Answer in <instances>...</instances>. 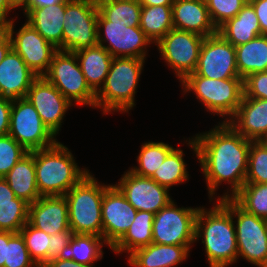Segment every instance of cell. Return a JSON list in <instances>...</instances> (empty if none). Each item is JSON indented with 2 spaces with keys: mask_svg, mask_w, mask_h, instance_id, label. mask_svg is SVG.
I'll list each match as a JSON object with an SVG mask.
<instances>
[{
  "mask_svg": "<svg viewBox=\"0 0 267 267\" xmlns=\"http://www.w3.org/2000/svg\"><path fill=\"white\" fill-rule=\"evenodd\" d=\"M209 210L199 207L195 221V241L202 239L209 267H230L238 259L235 221L219 201Z\"/></svg>",
  "mask_w": 267,
  "mask_h": 267,
  "instance_id": "7a4b0ae2",
  "label": "cell"
},
{
  "mask_svg": "<svg viewBox=\"0 0 267 267\" xmlns=\"http://www.w3.org/2000/svg\"><path fill=\"white\" fill-rule=\"evenodd\" d=\"M26 98L38 112L43 124L56 137L61 130L66 111L73 104L44 76L33 81Z\"/></svg>",
  "mask_w": 267,
  "mask_h": 267,
  "instance_id": "ac0fdd59",
  "label": "cell"
},
{
  "mask_svg": "<svg viewBox=\"0 0 267 267\" xmlns=\"http://www.w3.org/2000/svg\"><path fill=\"white\" fill-rule=\"evenodd\" d=\"M212 23L218 29L235 17L248 0H205Z\"/></svg>",
  "mask_w": 267,
  "mask_h": 267,
  "instance_id": "f35d334b",
  "label": "cell"
},
{
  "mask_svg": "<svg viewBox=\"0 0 267 267\" xmlns=\"http://www.w3.org/2000/svg\"><path fill=\"white\" fill-rule=\"evenodd\" d=\"M261 141L267 146V136H265Z\"/></svg>",
  "mask_w": 267,
  "mask_h": 267,
  "instance_id": "9f6ffc18",
  "label": "cell"
},
{
  "mask_svg": "<svg viewBox=\"0 0 267 267\" xmlns=\"http://www.w3.org/2000/svg\"><path fill=\"white\" fill-rule=\"evenodd\" d=\"M183 158V150L174 148L151 178L169 190L173 185L184 183L188 180L189 174Z\"/></svg>",
  "mask_w": 267,
  "mask_h": 267,
  "instance_id": "d6a6232c",
  "label": "cell"
},
{
  "mask_svg": "<svg viewBox=\"0 0 267 267\" xmlns=\"http://www.w3.org/2000/svg\"><path fill=\"white\" fill-rule=\"evenodd\" d=\"M19 233L22 235L28 252L34 262L39 267H43L48 263L50 235L33 227L29 222L23 226Z\"/></svg>",
  "mask_w": 267,
  "mask_h": 267,
  "instance_id": "8d00e7d4",
  "label": "cell"
},
{
  "mask_svg": "<svg viewBox=\"0 0 267 267\" xmlns=\"http://www.w3.org/2000/svg\"><path fill=\"white\" fill-rule=\"evenodd\" d=\"M174 29L207 37L217 33L205 0H174L172 5Z\"/></svg>",
  "mask_w": 267,
  "mask_h": 267,
  "instance_id": "7402d4cb",
  "label": "cell"
},
{
  "mask_svg": "<svg viewBox=\"0 0 267 267\" xmlns=\"http://www.w3.org/2000/svg\"><path fill=\"white\" fill-rule=\"evenodd\" d=\"M256 12L261 35H267V0H248Z\"/></svg>",
  "mask_w": 267,
  "mask_h": 267,
  "instance_id": "f6af8a7d",
  "label": "cell"
},
{
  "mask_svg": "<svg viewBox=\"0 0 267 267\" xmlns=\"http://www.w3.org/2000/svg\"><path fill=\"white\" fill-rule=\"evenodd\" d=\"M37 188L41 196L65 195L88 173L80 169L71 151L60 142L35 150Z\"/></svg>",
  "mask_w": 267,
  "mask_h": 267,
  "instance_id": "3957f363",
  "label": "cell"
},
{
  "mask_svg": "<svg viewBox=\"0 0 267 267\" xmlns=\"http://www.w3.org/2000/svg\"><path fill=\"white\" fill-rule=\"evenodd\" d=\"M227 122L244 138L261 141L267 136V100L243 96L238 110Z\"/></svg>",
  "mask_w": 267,
  "mask_h": 267,
  "instance_id": "44dd1931",
  "label": "cell"
},
{
  "mask_svg": "<svg viewBox=\"0 0 267 267\" xmlns=\"http://www.w3.org/2000/svg\"><path fill=\"white\" fill-rule=\"evenodd\" d=\"M73 232L71 229L64 230L54 235H50V245L48 249V262L55 258L66 257L70 239Z\"/></svg>",
  "mask_w": 267,
  "mask_h": 267,
  "instance_id": "7bdbcfd3",
  "label": "cell"
},
{
  "mask_svg": "<svg viewBox=\"0 0 267 267\" xmlns=\"http://www.w3.org/2000/svg\"><path fill=\"white\" fill-rule=\"evenodd\" d=\"M11 49H12V42L9 35L6 33L0 39V63L3 61V59Z\"/></svg>",
  "mask_w": 267,
  "mask_h": 267,
  "instance_id": "f907efd6",
  "label": "cell"
},
{
  "mask_svg": "<svg viewBox=\"0 0 267 267\" xmlns=\"http://www.w3.org/2000/svg\"><path fill=\"white\" fill-rule=\"evenodd\" d=\"M28 222L49 235L70 229L64 195L41 196L29 204Z\"/></svg>",
  "mask_w": 267,
  "mask_h": 267,
  "instance_id": "d6986e66",
  "label": "cell"
},
{
  "mask_svg": "<svg viewBox=\"0 0 267 267\" xmlns=\"http://www.w3.org/2000/svg\"><path fill=\"white\" fill-rule=\"evenodd\" d=\"M137 210L116 185H105L102 200V237L110 249L125 235Z\"/></svg>",
  "mask_w": 267,
  "mask_h": 267,
  "instance_id": "2e32d148",
  "label": "cell"
},
{
  "mask_svg": "<svg viewBox=\"0 0 267 267\" xmlns=\"http://www.w3.org/2000/svg\"><path fill=\"white\" fill-rule=\"evenodd\" d=\"M65 6L66 2H62L32 9L26 15V22L59 51H62Z\"/></svg>",
  "mask_w": 267,
  "mask_h": 267,
  "instance_id": "cb8c5ba5",
  "label": "cell"
},
{
  "mask_svg": "<svg viewBox=\"0 0 267 267\" xmlns=\"http://www.w3.org/2000/svg\"><path fill=\"white\" fill-rule=\"evenodd\" d=\"M119 181L115 185L137 211L156 214L172 201L169 189L151 177L139 176L128 170Z\"/></svg>",
  "mask_w": 267,
  "mask_h": 267,
  "instance_id": "e0dca14e",
  "label": "cell"
},
{
  "mask_svg": "<svg viewBox=\"0 0 267 267\" xmlns=\"http://www.w3.org/2000/svg\"><path fill=\"white\" fill-rule=\"evenodd\" d=\"M12 102V99L0 95V135L9 133Z\"/></svg>",
  "mask_w": 267,
  "mask_h": 267,
  "instance_id": "ee69618b",
  "label": "cell"
},
{
  "mask_svg": "<svg viewBox=\"0 0 267 267\" xmlns=\"http://www.w3.org/2000/svg\"><path fill=\"white\" fill-rule=\"evenodd\" d=\"M14 234L15 233L8 231H0V267H4V261L6 259V253H7V243L8 240Z\"/></svg>",
  "mask_w": 267,
  "mask_h": 267,
  "instance_id": "c3c4849f",
  "label": "cell"
},
{
  "mask_svg": "<svg viewBox=\"0 0 267 267\" xmlns=\"http://www.w3.org/2000/svg\"><path fill=\"white\" fill-rule=\"evenodd\" d=\"M236 64L243 80L250 74L267 71V35H259L236 46Z\"/></svg>",
  "mask_w": 267,
  "mask_h": 267,
  "instance_id": "83f0119b",
  "label": "cell"
},
{
  "mask_svg": "<svg viewBox=\"0 0 267 267\" xmlns=\"http://www.w3.org/2000/svg\"><path fill=\"white\" fill-rule=\"evenodd\" d=\"M154 214L147 211H137L134 221L125 235L111 248L119 254L134 250L152 243V226Z\"/></svg>",
  "mask_w": 267,
  "mask_h": 267,
  "instance_id": "f1b7e54d",
  "label": "cell"
},
{
  "mask_svg": "<svg viewBox=\"0 0 267 267\" xmlns=\"http://www.w3.org/2000/svg\"><path fill=\"white\" fill-rule=\"evenodd\" d=\"M244 97L267 100V71L248 75L243 80Z\"/></svg>",
  "mask_w": 267,
  "mask_h": 267,
  "instance_id": "b9f144b4",
  "label": "cell"
},
{
  "mask_svg": "<svg viewBox=\"0 0 267 267\" xmlns=\"http://www.w3.org/2000/svg\"><path fill=\"white\" fill-rule=\"evenodd\" d=\"M97 41L113 58L134 57L144 60H146L147 46L152 44L140 27H130L126 26L125 23L106 21L99 13ZM106 42L109 44L105 45Z\"/></svg>",
  "mask_w": 267,
  "mask_h": 267,
  "instance_id": "4fadbf2b",
  "label": "cell"
},
{
  "mask_svg": "<svg viewBox=\"0 0 267 267\" xmlns=\"http://www.w3.org/2000/svg\"><path fill=\"white\" fill-rule=\"evenodd\" d=\"M173 149V146L164 142H145L137 156L139 166L129 170L139 176L151 177Z\"/></svg>",
  "mask_w": 267,
  "mask_h": 267,
  "instance_id": "836d02e7",
  "label": "cell"
},
{
  "mask_svg": "<svg viewBox=\"0 0 267 267\" xmlns=\"http://www.w3.org/2000/svg\"><path fill=\"white\" fill-rule=\"evenodd\" d=\"M29 203L21 198L0 203V231L19 233L28 222Z\"/></svg>",
  "mask_w": 267,
  "mask_h": 267,
  "instance_id": "d590c367",
  "label": "cell"
},
{
  "mask_svg": "<svg viewBox=\"0 0 267 267\" xmlns=\"http://www.w3.org/2000/svg\"><path fill=\"white\" fill-rule=\"evenodd\" d=\"M44 77L71 103L95 108L96 93L87 84L74 52L57 51Z\"/></svg>",
  "mask_w": 267,
  "mask_h": 267,
  "instance_id": "ba28073f",
  "label": "cell"
},
{
  "mask_svg": "<svg viewBox=\"0 0 267 267\" xmlns=\"http://www.w3.org/2000/svg\"><path fill=\"white\" fill-rule=\"evenodd\" d=\"M183 92L193 91L211 114H219L227 122L238 110L244 95L243 79H210L188 75L182 82Z\"/></svg>",
  "mask_w": 267,
  "mask_h": 267,
  "instance_id": "8992f818",
  "label": "cell"
},
{
  "mask_svg": "<svg viewBox=\"0 0 267 267\" xmlns=\"http://www.w3.org/2000/svg\"><path fill=\"white\" fill-rule=\"evenodd\" d=\"M172 200L154 214L152 243L188 246L195 242V221L199 207H177Z\"/></svg>",
  "mask_w": 267,
  "mask_h": 267,
  "instance_id": "30bf717a",
  "label": "cell"
},
{
  "mask_svg": "<svg viewBox=\"0 0 267 267\" xmlns=\"http://www.w3.org/2000/svg\"><path fill=\"white\" fill-rule=\"evenodd\" d=\"M10 5L16 9L18 7H24L26 5L27 0H8Z\"/></svg>",
  "mask_w": 267,
  "mask_h": 267,
  "instance_id": "db71d44e",
  "label": "cell"
},
{
  "mask_svg": "<svg viewBox=\"0 0 267 267\" xmlns=\"http://www.w3.org/2000/svg\"><path fill=\"white\" fill-rule=\"evenodd\" d=\"M236 216V240L239 256L257 267H267V220L242 209L232 198L219 200Z\"/></svg>",
  "mask_w": 267,
  "mask_h": 267,
  "instance_id": "52a82bcc",
  "label": "cell"
},
{
  "mask_svg": "<svg viewBox=\"0 0 267 267\" xmlns=\"http://www.w3.org/2000/svg\"><path fill=\"white\" fill-rule=\"evenodd\" d=\"M43 267H95L93 265L76 263L67 257L55 258L46 263Z\"/></svg>",
  "mask_w": 267,
  "mask_h": 267,
  "instance_id": "bcb514c9",
  "label": "cell"
},
{
  "mask_svg": "<svg viewBox=\"0 0 267 267\" xmlns=\"http://www.w3.org/2000/svg\"><path fill=\"white\" fill-rule=\"evenodd\" d=\"M66 1L67 0H27L22 10H24L23 13L27 15L32 9L55 5Z\"/></svg>",
  "mask_w": 267,
  "mask_h": 267,
  "instance_id": "7dc6e473",
  "label": "cell"
},
{
  "mask_svg": "<svg viewBox=\"0 0 267 267\" xmlns=\"http://www.w3.org/2000/svg\"><path fill=\"white\" fill-rule=\"evenodd\" d=\"M142 6H172L174 0H139Z\"/></svg>",
  "mask_w": 267,
  "mask_h": 267,
  "instance_id": "f5cc1de1",
  "label": "cell"
},
{
  "mask_svg": "<svg viewBox=\"0 0 267 267\" xmlns=\"http://www.w3.org/2000/svg\"><path fill=\"white\" fill-rule=\"evenodd\" d=\"M7 33V21L0 19V39Z\"/></svg>",
  "mask_w": 267,
  "mask_h": 267,
  "instance_id": "11a10c76",
  "label": "cell"
},
{
  "mask_svg": "<svg viewBox=\"0 0 267 267\" xmlns=\"http://www.w3.org/2000/svg\"><path fill=\"white\" fill-rule=\"evenodd\" d=\"M232 199L245 211L267 220V183H244Z\"/></svg>",
  "mask_w": 267,
  "mask_h": 267,
  "instance_id": "e575fe53",
  "label": "cell"
},
{
  "mask_svg": "<svg viewBox=\"0 0 267 267\" xmlns=\"http://www.w3.org/2000/svg\"><path fill=\"white\" fill-rule=\"evenodd\" d=\"M145 60L134 57H114L106 80L96 93L95 108L103 114L125 113L135 106V94Z\"/></svg>",
  "mask_w": 267,
  "mask_h": 267,
  "instance_id": "277c9868",
  "label": "cell"
},
{
  "mask_svg": "<svg viewBox=\"0 0 267 267\" xmlns=\"http://www.w3.org/2000/svg\"><path fill=\"white\" fill-rule=\"evenodd\" d=\"M192 139L186 142L199 160L210 201L214 200L212 197L222 182L230 184L231 193L226 191L217 200L232 198L245 183L252 140L244 138L228 122L223 121Z\"/></svg>",
  "mask_w": 267,
  "mask_h": 267,
  "instance_id": "6da1fadb",
  "label": "cell"
},
{
  "mask_svg": "<svg viewBox=\"0 0 267 267\" xmlns=\"http://www.w3.org/2000/svg\"><path fill=\"white\" fill-rule=\"evenodd\" d=\"M14 10V8L10 5L8 0H0V19L4 21H8L6 18L7 15L11 10Z\"/></svg>",
  "mask_w": 267,
  "mask_h": 267,
  "instance_id": "816d5d0a",
  "label": "cell"
},
{
  "mask_svg": "<svg viewBox=\"0 0 267 267\" xmlns=\"http://www.w3.org/2000/svg\"><path fill=\"white\" fill-rule=\"evenodd\" d=\"M28 153L9 134L0 135V177L3 178Z\"/></svg>",
  "mask_w": 267,
  "mask_h": 267,
  "instance_id": "ab89813d",
  "label": "cell"
},
{
  "mask_svg": "<svg viewBox=\"0 0 267 267\" xmlns=\"http://www.w3.org/2000/svg\"><path fill=\"white\" fill-rule=\"evenodd\" d=\"M15 198L16 195L9 187V184L6 182L4 178L0 177V203L11 202V200Z\"/></svg>",
  "mask_w": 267,
  "mask_h": 267,
  "instance_id": "681fc988",
  "label": "cell"
},
{
  "mask_svg": "<svg viewBox=\"0 0 267 267\" xmlns=\"http://www.w3.org/2000/svg\"><path fill=\"white\" fill-rule=\"evenodd\" d=\"M210 79L241 78L237 71L235 46L218 32L204 38L194 73Z\"/></svg>",
  "mask_w": 267,
  "mask_h": 267,
  "instance_id": "9a60e30c",
  "label": "cell"
},
{
  "mask_svg": "<svg viewBox=\"0 0 267 267\" xmlns=\"http://www.w3.org/2000/svg\"><path fill=\"white\" fill-rule=\"evenodd\" d=\"M4 267H39L31 258L20 233H15L8 240Z\"/></svg>",
  "mask_w": 267,
  "mask_h": 267,
  "instance_id": "60d3db41",
  "label": "cell"
},
{
  "mask_svg": "<svg viewBox=\"0 0 267 267\" xmlns=\"http://www.w3.org/2000/svg\"><path fill=\"white\" fill-rule=\"evenodd\" d=\"M217 32L235 47L261 35L259 20L252 5L247 2L238 14L221 25Z\"/></svg>",
  "mask_w": 267,
  "mask_h": 267,
  "instance_id": "4316f807",
  "label": "cell"
},
{
  "mask_svg": "<svg viewBox=\"0 0 267 267\" xmlns=\"http://www.w3.org/2000/svg\"><path fill=\"white\" fill-rule=\"evenodd\" d=\"M190 248L179 245L151 243L128 254V263L132 267H174L185 261Z\"/></svg>",
  "mask_w": 267,
  "mask_h": 267,
  "instance_id": "603a6c76",
  "label": "cell"
},
{
  "mask_svg": "<svg viewBox=\"0 0 267 267\" xmlns=\"http://www.w3.org/2000/svg\"><path fill=\"white\" fill-rule=\"evenodd\" d=\"M103 245H108L103 237L73 234L69 242L66 257L76 263L93 265L95 261L103 257Z\"/></svg>",
  "mask_w": 267,
  "mask_h": 267,
  "instance_id": "1f68e13d",
  "label": "cell"
},
{
  "mask_svg": "<svg viewBox=\"0 0 267 267\" xmlns=\"http://www.w3.org/2000/svg\"><path fill=\"white\" fill-rule=\"evenodd\" d=\"M245 183H267V146L262 141H251Z\"/></svg>",
  "mask_w": 267,
  "mask_h": 267,
  "instance_id": "74e56055",
  "label": "cell"
},
{
  "mask_svg": "<svg viewBox=\"0 0 267 267\" xmlns=\"http://www.w3.org/2000/svg\"><path fill=\"white\" fill-rule=\"evenodd\" d=\"M74 53L87 84L97 93L106 80L113 57L99 44L79 49Z\"/></svg>",
  "mask_w": 267,
  "mask_h": 267,
  "instance_id": "484cf974",
  "label": "cell"
},
{
  "mask_svg": "<svg viewBox=\"0 0 267 267\" xmlns=\"http://www.w3.org/2000/svg\"><path fill=\"white\" fill-rule=\"evenodd\" d=\"M139 27L152 44H156L174 28L172 6H142Z\"/></svg>",
  "mask_w": 267,
  "mask_h": 267,
  "instance_id": "f546056e",
  "label": "cell"
},
{
  "mask_svg": "<svg viewBox=\"0 0 267 267\" xmlns=\"http://www.w3.org/2000/svg\"><path fill=\"white\" fill-rule=\"evenodd\" d=\"M38 76L11 49L0 63V95L10 99L26 98Z\"/></svg>",
  "mask_w": 267,
  "mask_h": 267,
  "instance_id": "ffe728a7",
  "label": "cell"
},
{
  "mask_svg": "<svg viewBox=\"0 0 267 267\" xmlns=\"http://www.w3.org/2000/svg\"><path fill=\"white\" fill-rule=\"evenodd\" d=\"M14 22V19H8L7 21V34L11 39L12 49L21 56L25 64L38 77L44 76L48 72L53 55L58 49L28 22H25L18 32L17 30L14 32Z\"/></svg>",
  "mask_w": 267,
  "mask_h": 267,
  "instance_id": "5bb4252c",
  "label": "cell"
},
{
  "mask_svg": "<svg viewBox=\"0 0 267 267\" xmlns=\"http://www.w3.org/2000/svg\"><path fill=\"white\" fill-rule=\"evenodd\" d=\"M8 134L28 152L51 147L58 141L27 98L13 99Z\"/></svg>",
  "mask_w": 267,
  "mask_h": 267,
  "instance_id": "8fae6325",
  "label": "cell"
},
{
  "mask_svg": "<svg viewBox=\"0 0 267 267\" xmlns=\"http://www.w3.org/2000/svg\"><path fill=\"white\" fill-rule=\"evenodd\" d=\"M98 13L109 22L139 27L141 7L139 0H96Z\"/></svg>",
  "mask_w": 267,
  "mask_h": 267,
  "instance_id": "4dcf8cb0",
  "label": "cell"
},
{
  "mask_svg": "<svg viewBox=\"0 0 267 267\" xmlns=\"http://www.w3.org/2000/svg\"><path fill=\"white\" fill-rule=\"evenodd\" d=\"M204 38L173 28L156 43L161 57L174 70L180 83L195 72Z\"/></svg>",
  "mask_w": 267,
  "mask_h": 267,
  "instance_id": "7c38bea8",
  "label": "cell"
},
{
  "mask_svg": "<svg viewBox=\"0 0 267 267\" xmlns=\"http://www.w3.org/2000/svg\"><path fill=\"white\" fill-rule=\"evenodd\" d=\"M17 198L34 203L41 197L36 181L35 151L29 152L3 177Z\"/></svg>",
  "mask_w": 267,
  "mask_h": 267,
  "instance_id": "d4e9b609",
  "label": "cell"
},
{
  "mask_svg": "<svg viewBox=\"0 0 267 267\" xmlns=\"http://www.w3.org/2000/svg\"><path fill=\"white\" fill-rule=\"evenodd\" d=\"M105 184L88 173L64 196L67 199L69 226L73 234L102 237V200Z\"/></svg>",
  "mask_w": 267,
  "mask_h": 267,
  "instance_id": "5b68a950",
  "label": "cell"
},
{
  "mask_svg": "<svg viewBox=\"0 0 267 267\" xmlns=\"http://www.w3.org/2000/svg\"><path fill=\"white\" fill-rule=\"evenodd\" d=\"M96 0H67L62 34V51L75 52L92 47L97 41Z\"/></svg>",
  "mask_w": 267,
  "mask_h": 267,
  "instance_id": "9c48e42d",
  "label": "cell"
}]
</instances>
